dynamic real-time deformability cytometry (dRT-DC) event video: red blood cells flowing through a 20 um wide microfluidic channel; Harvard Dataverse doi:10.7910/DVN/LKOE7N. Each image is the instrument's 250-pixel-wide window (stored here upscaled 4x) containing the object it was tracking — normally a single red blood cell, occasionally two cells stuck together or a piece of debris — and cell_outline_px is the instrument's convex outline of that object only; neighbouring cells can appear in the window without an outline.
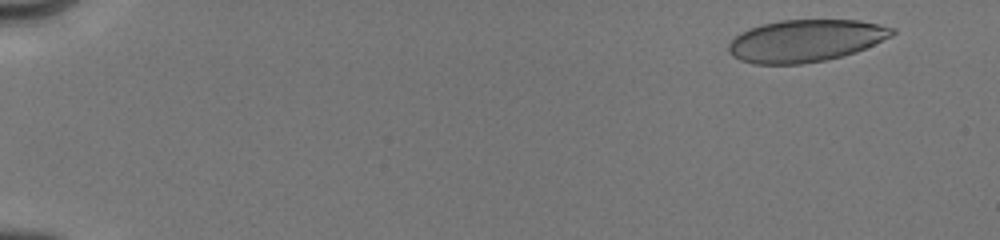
{"species": "human", "species_latin": "Homo sapiens", "temperature_condition": "cold", "stored_images_in_passage": 56, "camera_frame_rate_fps": 3000, "um_per_image_px": 0.085, "donor": {"sex": "male"}, "frame": {"image": 1, "passage_image": 4, "time_ms": 1.0, "image_size_px": [1000, 240], "cell_outline_px": [[896, 32], [892, 36], [856, 52], [824, 60], [800, 64], [752, 64], [740, 60], [732, 56], [728, 52], [728, 44], [740, 32], [748, 28], [780, 20], [860, 20], [880, 24], [896, 28]], "centroid_in_image_um": [68.47, 3.46], "position_along_channel_um": 16.5, "area_um2": 40.29}}
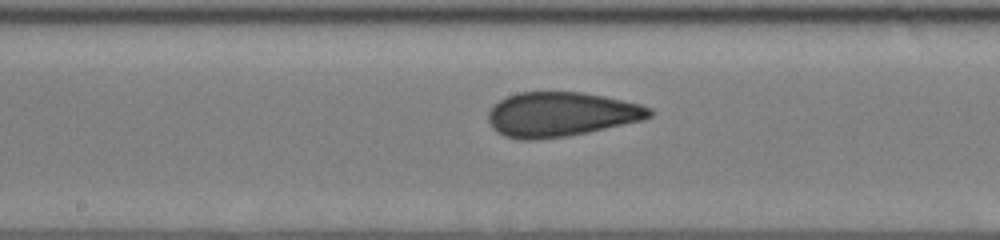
{"frame": {"image": 2, "passage_image": 30, "time_ms": 9.333, "image_size_px": [1000, 240], "cell_outline_px": [[652, 116], [644, 120], [588, 132], [568, 136], [532, 140], [520, 140], [504, 136], [496, 132], [492, 128], [488, 120], [488, 112], [500, 100], [508, 96], [520, 92], [580, 92], [604, 96], [640, 104], [652, 108]], "centroid_in_image_um": [47.69, 9.73], "position_along_channel_um": 200.5, "area_um2": 41.85}}
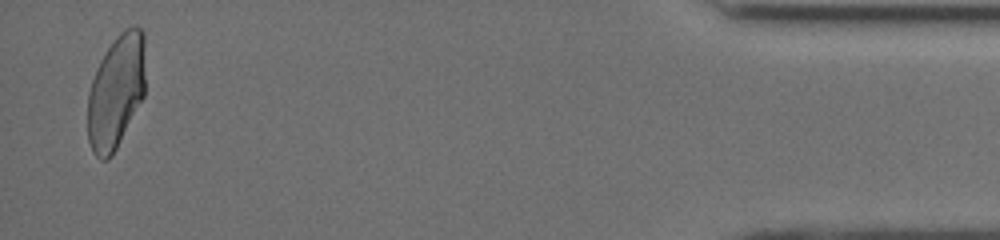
{"frame": {"image": 3, "passage_image": 54, "time_ms": 16.667, "image_size_px": [1000, 240], "cell_outline_px": [[144, 96], [112, 156], [108, 160], [100, 160], [92, 152], [88, 140], [88, 92], [96, 68], [100, 60], [116, 36], [124, 28], [132, 24], [140, 28], [144, 32]], "centroid_in_image_um": [9.86, 7.78], "position_along_channel_um": 425.3, "area_um2": 38.44}, "authors_computed_cell_mechanics": {"area_um2": 40.8646, "velocity_mm_per_s": 4.0163, "shape_relaxation_time_tau1_ms": null, "shape_relaxation_time_tau2_ms": 1.0264, "deformation_change_tau1": null, "deformation_change_tau2": 0.0616}}